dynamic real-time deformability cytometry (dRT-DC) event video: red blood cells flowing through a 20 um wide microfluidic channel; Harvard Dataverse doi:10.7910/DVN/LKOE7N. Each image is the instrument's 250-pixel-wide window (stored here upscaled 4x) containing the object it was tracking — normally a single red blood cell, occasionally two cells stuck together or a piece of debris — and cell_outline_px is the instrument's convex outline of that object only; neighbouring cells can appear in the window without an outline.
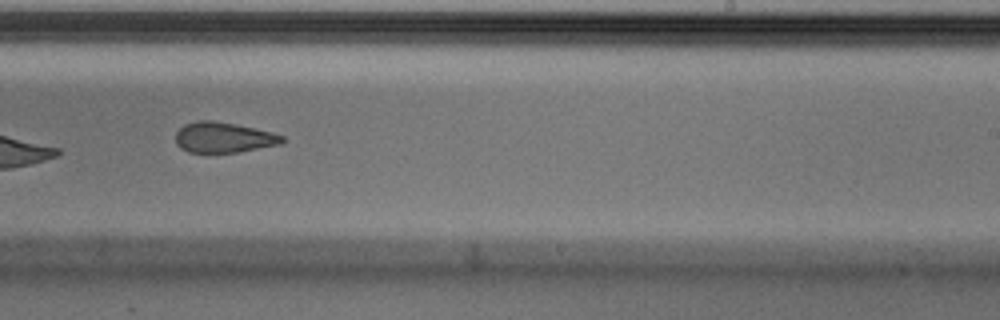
{"species": "Egyptian fruit bat (a non-hibernating species)", "species_latin": "Rousettus aegyptiacus", "temperature_condition": "cold", "stored_images_in_passage": 10, "camera_frame_rate_fps": 3000, "um_per_image_px": 0.085, "animal": {"sex": "male"}, "frame": {"image": 1, "passage_image": 9, "time_ms": 2.667, "image_size_px": [1000, 320], "cell_outline_px": [[284, 140], [280, 144], [236, 152], [188, 152], [180, 148], [176, 144], [176, 132], [184, 124], [196, 120], [212, 120], [236, 124], [272, 132], [284, 136]], "centroid_in_image_um": [18.97, 11.67], "position_along_channel_um": 270.0, "area_um2": 18.84}}
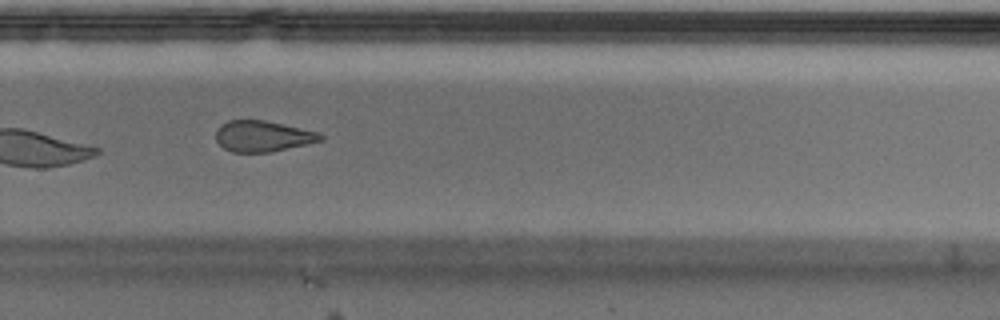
{"frame": {"image": 2, "passage_image": 10, "time_ms": 3.0, "image_size_px": [1000, 320], "cell_outline_px": [[324, 140], [272, 152], [232, 152], [224, 148], [216, 140], [216, 128], [220, 124], [228, 120], [264, 120], [320, 132], [324, 136]], "centroid_in_image_um": [22.34, 11.57], "position_along_channel_um": 307.5, "area_um2": 19.02}}